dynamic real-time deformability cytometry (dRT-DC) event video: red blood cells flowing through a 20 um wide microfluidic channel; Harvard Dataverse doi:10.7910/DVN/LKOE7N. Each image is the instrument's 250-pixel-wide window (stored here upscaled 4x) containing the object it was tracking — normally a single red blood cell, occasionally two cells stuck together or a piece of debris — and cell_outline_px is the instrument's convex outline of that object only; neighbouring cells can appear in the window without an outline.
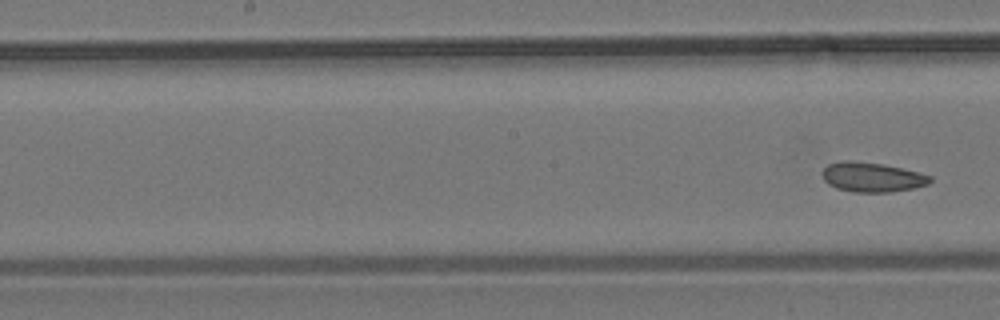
{"species": "common noctule bat (a hibernating species)", "species_latin": "Nyctalus noctula", "temperature_condition": "room temperature", "stored_images_in_passage": 10, "segment_of_instrument_passage": [2, 2], "camera_frame_rate_fps": 3000, "um_per_image_px": 0.085, "animal": {"sex": "male", "body_mass_g": 19.2, "forearm_length_mm": 51.8}, "frame": {"image": 1, "passage_image": 10, "time_ms": 10.667, "image_size_px": [1000, 320], "cell_outline_px": [[932, 180], [928, 184], [912, 188], [892, 192], [852, 192], [836, 188], [828, 184], [824, 180], [824, 168], [828, 164], [840, 160], [852, 160], [884, 164], [904, 168], [932, 176]], "centroid_in_image_um": [74.13, 15.05], "position_along_channel_um": 174.1, "area_um2": 18.73}}